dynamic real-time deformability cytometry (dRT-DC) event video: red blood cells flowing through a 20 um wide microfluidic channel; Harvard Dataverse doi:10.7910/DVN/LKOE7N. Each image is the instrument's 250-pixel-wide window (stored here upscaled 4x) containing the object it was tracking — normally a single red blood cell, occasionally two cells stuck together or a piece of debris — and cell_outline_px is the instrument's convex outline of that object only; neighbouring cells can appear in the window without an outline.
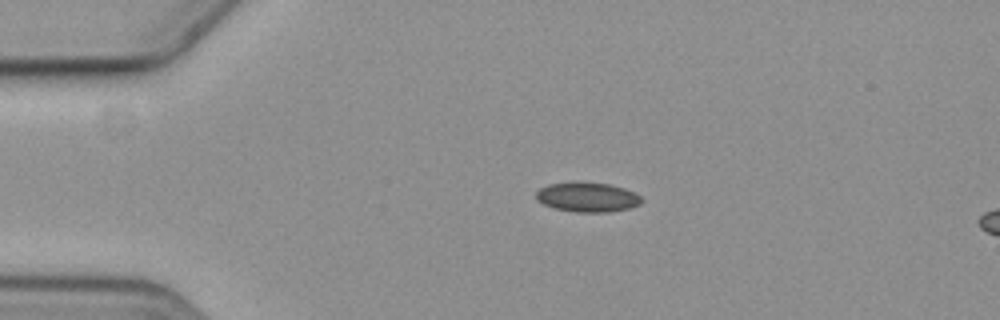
{"species": "common noctule bat (a hibernating species)", "species_latin": "Nyctalus noctula", "temperature_condition": "cold", "stored_images_in_passage": 6, "camera_frame_rate_fps": 3000, "um_per_image_px": 0.085, "animal": {"sex": "female", "body_mass_g": 19.3, "forearm_length_mm": 54.1}, "frame": {"image": 1, "passage_image": 3, "time_ms": 2.333, "image_size_px": [1000, 320], "cell_outline_px": [[640, 204], [628, 208], [608, 212], [576, 212], [556, 208], [544, 204], [536, 196], [536, 192], [540, 188], [548, 184], [608, 184], [624, 188], [640, 196]], "centroid_in_image_um": [49.94, 16.79], "position_along_channel_um": 35.1, "area_um2": 17.28}}
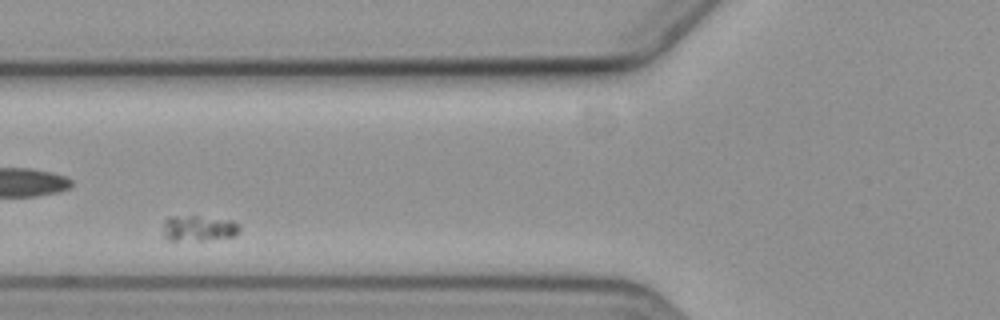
{"frame": {"image": 2, "passage_image": 6, "time_ms": 6.0, "image_size_px": [1000, 320], "cell_outline_px": [[240, 228], [236, 236], [204, 240], [168, 240], [160, 236], [164, 220], [168, 216], [196, 216], [232, 220], [240, 224]], "centroid_in_image_um": [16.83, 19.4], "position_along_channel_um": 109.0, "area_um2": 11.79}}